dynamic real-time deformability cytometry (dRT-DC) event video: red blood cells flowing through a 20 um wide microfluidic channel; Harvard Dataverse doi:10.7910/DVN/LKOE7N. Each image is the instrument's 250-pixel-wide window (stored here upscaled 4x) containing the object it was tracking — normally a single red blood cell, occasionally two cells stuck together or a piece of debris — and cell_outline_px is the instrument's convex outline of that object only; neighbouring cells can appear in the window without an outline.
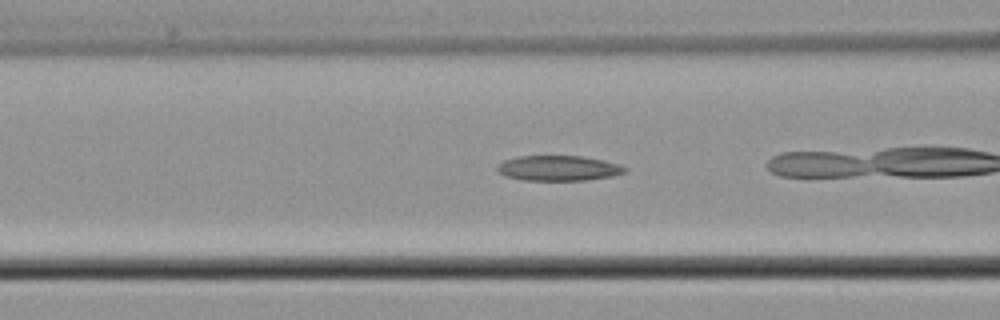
{"species": "common noctule bat (a hibernating species)", "species_latin": "Nyctalus noctula", "temperature_condition": "cold", "stored_images_in_passage": 25, "camera_frame_rate_fps": 3000, "um_per_image_px": 0.085, "animal": {"sex": "male", "body_mass_g": 21.5, "forearm_length_mm": 52.0}, "frame": {"image": 1, "passage_image": 11, "time_ms": 3.333, "image_size_px": [1000, 320], "cell_outline_px": [[628, 168], [624, 172], [612, 176], [588, 180], [524, 180], [504, 176], [496, 172], [496, 168], [504, 160], [516, 156], [580, 156], [604, 160], [620, 164]], "centroid_in_image_um": [47.45, 14.29], "position_along_channel_um": 119.1, "area_um2": 18.84}}
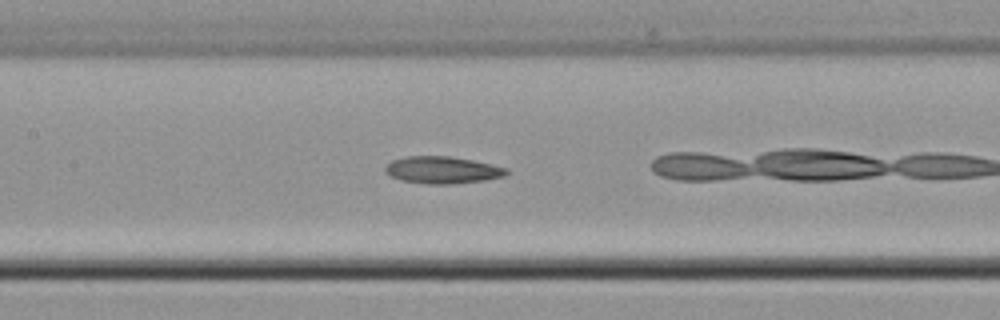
{"frame": {"image": 2, "passage_image": 15, "time_ms": 4.667, "image_size_px": [1000, 320], "cell_outline_px": [[508, 172], [504, 176], [484, 180], [452, 184], [428, 184], [400, 180], [384, 172], [384, 168], [392, 160], [408, 156], [448, 156], [472, 160], [508, 168]], "centroid_in_image_um": [37.59, 14.45], "position_along_channel_um": 169.8, "area_um2": 19.02}}
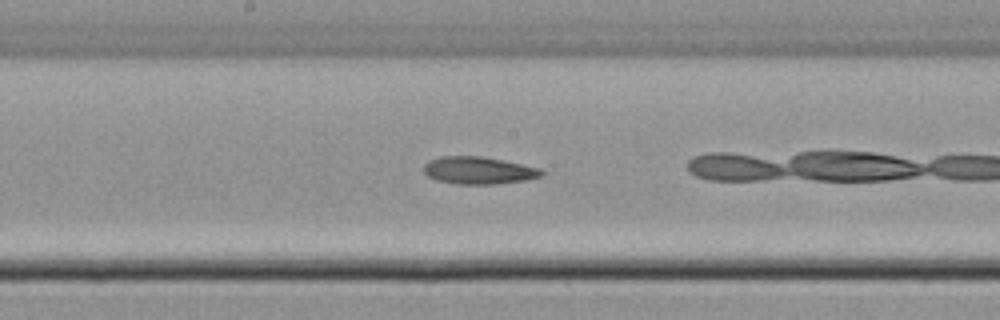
{"frame": {"image": 3, "passage_image": 18, "time_ms": 5.667, "image_size_px": [1000, 320], "cell_outline_px": [[544, 176], [524, 180], [496, 184], [456, 184], [436, 180], [428, 176], [424, 172], [424, 164], [428, 160], [440, 156], [480, 156], [540, 168], [544, 172]], "centroid_in_image_um": [40.65, 14.49], "position_along_channel_um": 207.5, "area_um2": 18.73}}